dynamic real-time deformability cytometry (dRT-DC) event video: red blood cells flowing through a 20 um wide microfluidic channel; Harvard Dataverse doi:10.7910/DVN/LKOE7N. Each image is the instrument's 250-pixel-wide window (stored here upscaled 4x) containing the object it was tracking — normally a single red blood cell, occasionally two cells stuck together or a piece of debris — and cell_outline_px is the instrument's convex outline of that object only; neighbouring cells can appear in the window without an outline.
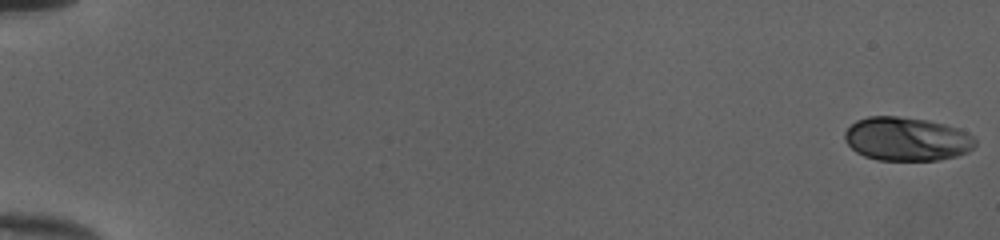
{"species": "human", "species_latin": "Homo sapiens", "temperature_condition": "cold", "stored_images_in_passage": 52, "camera_frame_rate_fps": 3000, "um_per_image_px": 0.085, "donor": {"sex": "female"}, "frame": {"image": 1, "passage_image": 1, "time_ms": 0.0, "image_size_px": [1000, 240], "cell_outline_px": [[976, 144], [968, 152], [956, 156], [940, 160], [876, 160], [864, 156], [856, 152], [844, 140], [844, 132], [856, 120], [868, 116], [896, 116], [928, 120], [944, 124], [956, 128], [972, 136], [976, 140]], "centroid_in_image_um": [77.05, 11.82], "position_along_channel_um": 8.0, "area_um2": 33.23}}
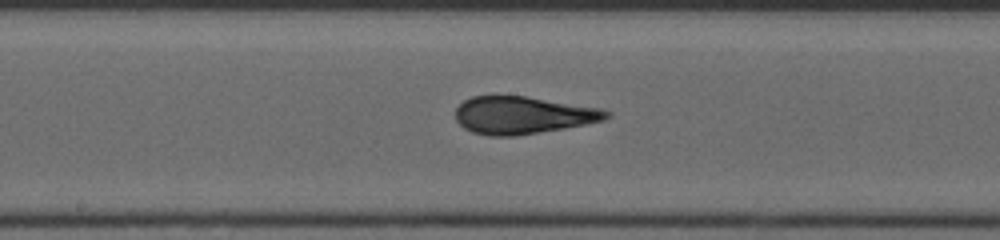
{"frame": {"image": 2, "passage_image": 30, "time_ms": 9.667, "image_size_px": [1000, 240], "cell_outline_px": [[612, 116], [604, 120], [564, 128], [512, 136], [488, 136], [472, 132], [464, 128], [456, 120], [456, 108], [464, 100], [472, 96], [524, 96], [600, 108], [612, 112]], "centroid_in_image_um": [44.43, 9.79], "position_along_channel_um": 203.8, "area_um2": 32.71}}
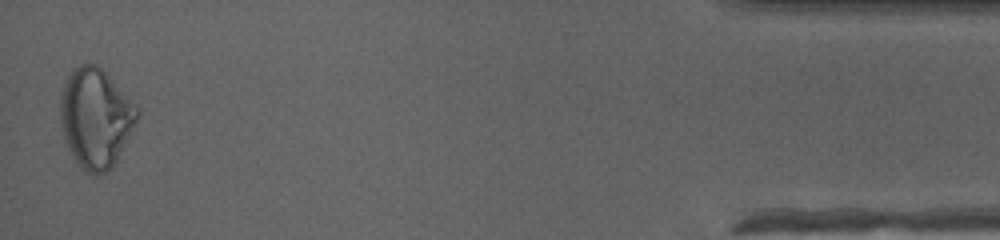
{"frame": {"image": 3, "passage_image": 52, "time_ms": 17.0, "image_size_px": [1000, 240], "cell_outline_px": [[140, 112], [116, 160], [104, 172], [96, 176], [80, 168], [68, 148], [64, 140], [60, 120], [60, 92], [72, 68], [80, 64], [96, 64], [140, 108]], "centroid_in_image_um": [8.09, 10.01], "position_along_channel_um": 427.1, "area_um2": 44.04}, "authors_computed_cell_mechanics": {"area_um2": 33.235, "velocity_mm_per_s": 4.0352, "shape_relaxation_time_tau1_ms": 4.2058, "shape_relaxation_time_tau2_ms": 1.0522, "deformation_change_tau1": 0.1815, "deformation_change_tau2": 0.064}}